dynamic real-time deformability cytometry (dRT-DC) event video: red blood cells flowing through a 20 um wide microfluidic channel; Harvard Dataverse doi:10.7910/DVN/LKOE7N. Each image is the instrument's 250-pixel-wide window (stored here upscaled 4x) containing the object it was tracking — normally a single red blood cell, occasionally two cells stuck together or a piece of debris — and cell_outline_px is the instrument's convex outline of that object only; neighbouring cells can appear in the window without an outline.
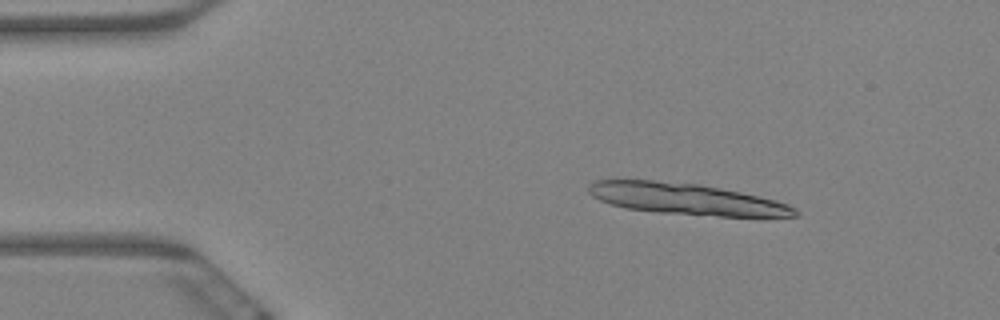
{"species": "Egyptian fruit bat (a non-hibernating species)", "species_latin": "Rousettus aegyptiacus", "temperature_condition": "warm", "stored_images_in_passage": 6, "camera_frame_rate_fps": 3000, "um_per_image_px": 0.085, "animal": {"sex": "female"}, "frame": {"image": 1, "passage_image": 2, "time_ms": 0.333, "image_size_px": [1000, 320], "cell_outline_px": [[800, 216], [720, 216], [660, 212], [624, 208], [600, 200], [592, 196], [588, 192], [588, 184], [596, 180], [652, 180], [696, 184], [720, 188], [740, 192], [776, 200], [788, 204], [796, 208], [800, 212]], "centroid_in_image_um": [58.33, 16.91], "position_along_channel_um": 26.7, "area_um2": 37.28}}
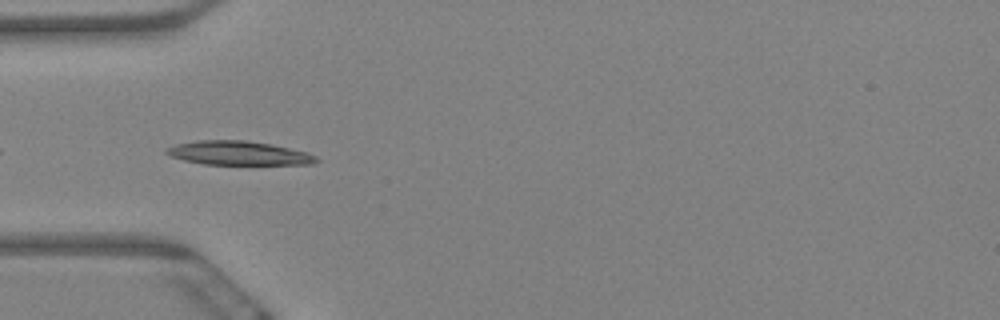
{"frame": {"image": 2, "passage_image": 5, "time_ms": 1.333, "image_size_px": [1000, 320], "cell_outline_px": [[320, 160], [312, 164], [204, 164], [184, 160], [172, 156], [164, 152], [164, 148], [176, 144], [196, 140], [244, 140], [272, 144], [308, 152], [316, 156]], "centroid_in_image_um": [20.27, 13.0], "position_along_channel_um": 64.7, "area_um2": 20.92}}
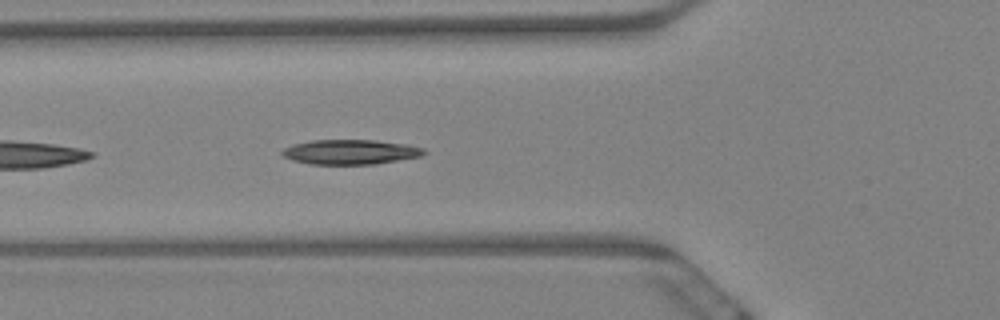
{"frame": {"image": 3, "passage_image": 6, "time_ms": 1.667, "image_size_px": [1000, 320], "cell_outline_px": [[428, 152], [420, 156], [376, 164], [312, 164], [292, 160], [284, 156], [280, 152], [284, 148], [292, 144], [312, 140], [376, 140], [408, 144], [424, 148]], "centroid_in_image_um": [29.8, 12.91], "position_along_channel_um": 96.0, "area_um2": 20.52}}